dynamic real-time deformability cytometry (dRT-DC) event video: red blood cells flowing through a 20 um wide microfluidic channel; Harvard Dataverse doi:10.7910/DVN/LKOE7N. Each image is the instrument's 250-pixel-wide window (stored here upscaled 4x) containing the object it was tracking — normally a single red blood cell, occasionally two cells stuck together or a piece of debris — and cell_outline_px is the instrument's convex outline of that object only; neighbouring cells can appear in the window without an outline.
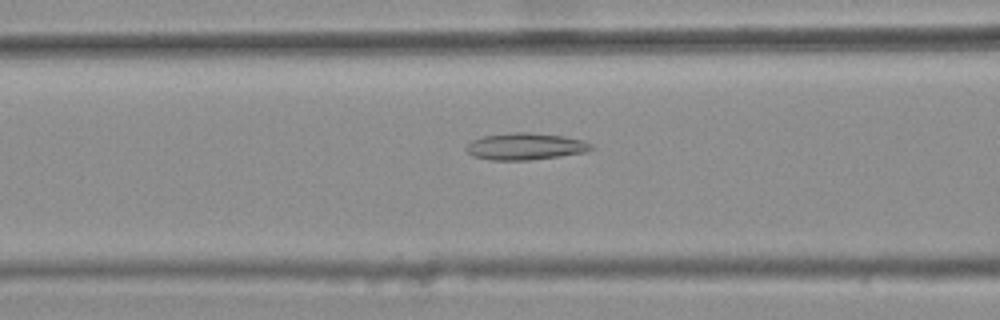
{"species": "common noctule bat (a hibernating species)", "species_latin": "Nyctalus noctula", "temperature_condition": "warm", "stored_images_in_passage": 7, "camera_frame_rate_fps": 3000, "um_per_image_px": 0.085, "animal": {"sex": "female", "body_mass_g": 25.1}, "frame": {"image": 1, "passage_image": 6, "time_ms": 1.667, "image_size_px": [1000, 320], "cell_outline_px": [[596, 148], [584, 152], [560, 156], [528, 160], [492, 160], [472, 156], [464, 148], [472, 140], [484, 136], [512, 132], [528, 132], [564, 136], [584, 140], [592, 144]], "centroid_in_image_um": [44.67, 12.44], "position_along_channel_um": 121.9, "area_um2": 19.59}}
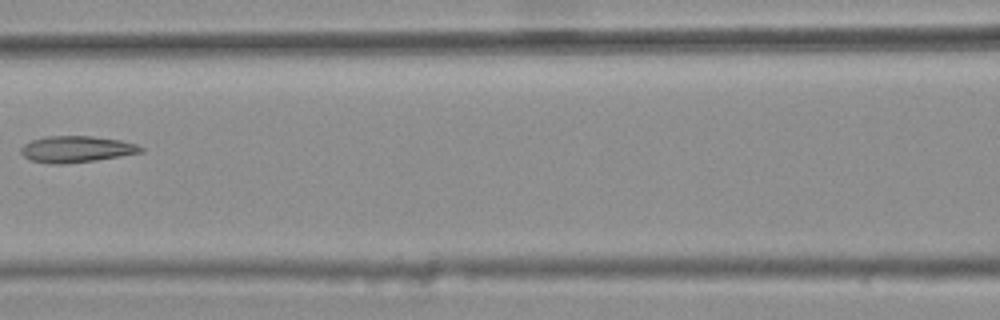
{"frame": {"image": 2, "passage_image": 7, "time_ms": 2.0, "image_size_px": [1000, 320], "cell_outline_px": [[144, 152], [96, 160], [64, 164], [52, 164], [32, 160], [24, 156], [20, 152], [20, 148], [24, 144], [32, 140], [44, 136], [92, 136], [120, 140], [136, 144], [144, 148]], "centroid_in_image_um": [6.5, 12.67], "position_along_channel_um": 160.1, "area_um2": 18.44}}